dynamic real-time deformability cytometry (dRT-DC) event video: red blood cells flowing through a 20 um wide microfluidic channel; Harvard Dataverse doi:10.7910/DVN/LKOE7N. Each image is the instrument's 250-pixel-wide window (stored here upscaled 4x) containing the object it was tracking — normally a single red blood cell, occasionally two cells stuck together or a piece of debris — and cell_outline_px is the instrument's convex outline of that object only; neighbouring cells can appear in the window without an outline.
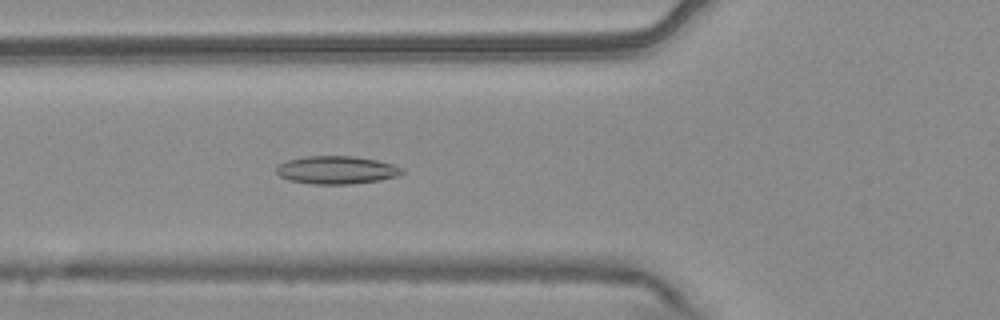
{"species": "common noctule bat (a hibernating species)", "species_latin": "Nyctalus noctula", "temperature_condition": "warm", "stored_images_in_passage": 53, "camera_frame_rate_fps": 3000, "um_per_image_px": 0.085, "animal": {"sex": "male", "body_mass_g": 20.4}, "frame": {"image": 1, "passage_image": 19, "time_ms": 6.0, "image_size_px": [1000, 320], "cell_outline_px": [[404, 172], [396, 176], [380, 180], [352, 184], [312, 184], [288, 180], [280, 176], [276, 172], [276, 168], [280, 164], [288, 160], [304, 156], [356, 156], [376, 160], [392, 164], [404, 168]], "centroid_in_image_um": [28.61, 14.45], "position_along_channel_um": 97.2, "area_um2": 20.52}}
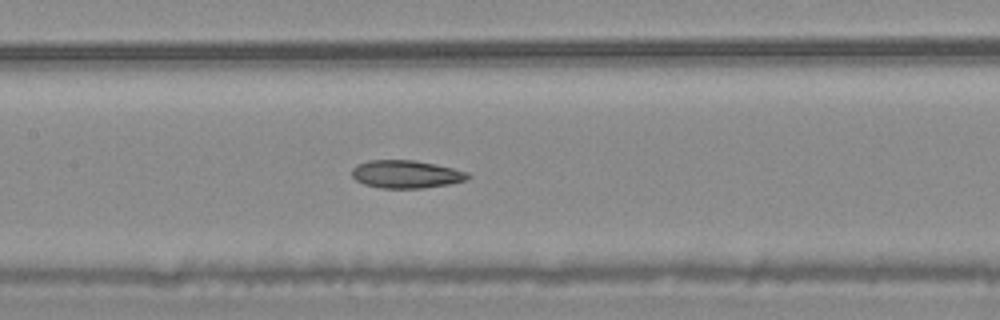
{"frame": {"image": 2, "passage_image": 25, "time_ms": 8.0, "image_size_px": [1000, 320], "cell_outline_px": [[472, 176], [468, 180], [448, 184], [424, 188], [380, 188], [364, 184], [356, 180], [352, 176], [352, 168], [356, 164], [368, 160], [412, 160], [452, 168], [468, 172]], "centroid_in_image_um": [34.51, 14.81], "position_along_channel_um": 172.9, "area_um2": 18.84}}
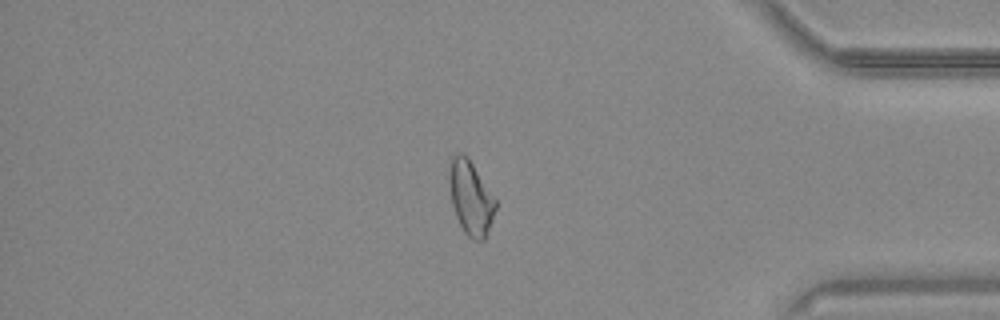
{"frame": {"image": 3, "passage_image": 45, "time_ms": 14.667, "image_size_px": [1000, 320], "cell_outline_px": [[496, 208], [492, 220], [484, 240], [472, 240], [464, 232], [456, 216], [452, 204], [448, 180], [448, 172], [452, 156], [460, 152], [468, 156], [496, 200]], "centroid_in_image_um": [39.99, 16.79], "position_along_channel_um": 395.2, "area_um2": 19.94}, "authors_computed_cell_mechanics": {"area_um2": 20.2878, "velocity_mm_per_s": 3.7581, "shape_relaxation_time_tau1_ms": null, "shape_relaxation_time_tau2_ms": 5.031, "deformation_change_tau1": null, "deformation_change_tau2": 0.1261}}